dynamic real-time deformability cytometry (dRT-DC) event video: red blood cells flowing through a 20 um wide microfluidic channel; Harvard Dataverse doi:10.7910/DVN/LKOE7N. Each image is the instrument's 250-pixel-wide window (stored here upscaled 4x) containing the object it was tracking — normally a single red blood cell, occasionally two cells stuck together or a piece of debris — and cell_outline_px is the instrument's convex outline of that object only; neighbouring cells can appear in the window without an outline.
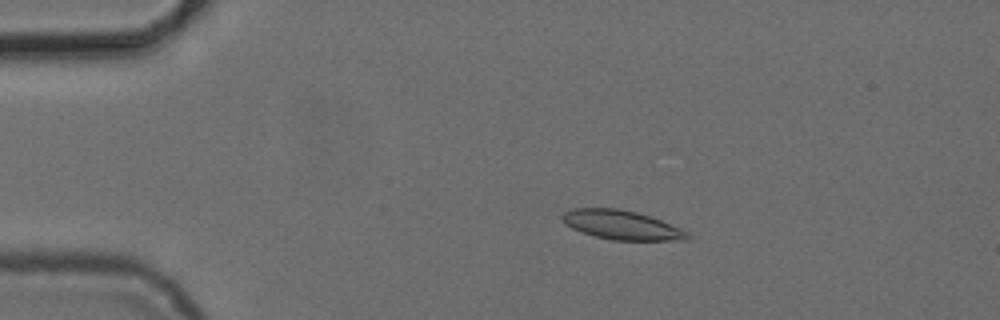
{"species": "common noctule bat (a hibernating species)", "species_latin": "Nyctalus noctula", "temperature_condition": "cold", "stored_images_in_passage": 4, "camera_frame_rate_fps": 3000, "um_per_image_px": 0.085, "animal": {"sex": "female", "body_mass_g": 24.6, "forearm_length_mm": 56.2}, "frame": {"image": 1, "passage_image": 2, "time_ms": 1.333, "image_size_px": [1000, 320], "cell_outline_px": [[688, 240], [612, 240], [580, 232], [564, 224], [560, 220], [560, 216], [564, 212], [572, 208], [616, 208], [636, 212], [660, 220], [680, 228], [688, 232]], "centroid_in_image_um": [52.77, 19.12], "position_along_channel_um": 32.2, "area_um2": 21.21}}
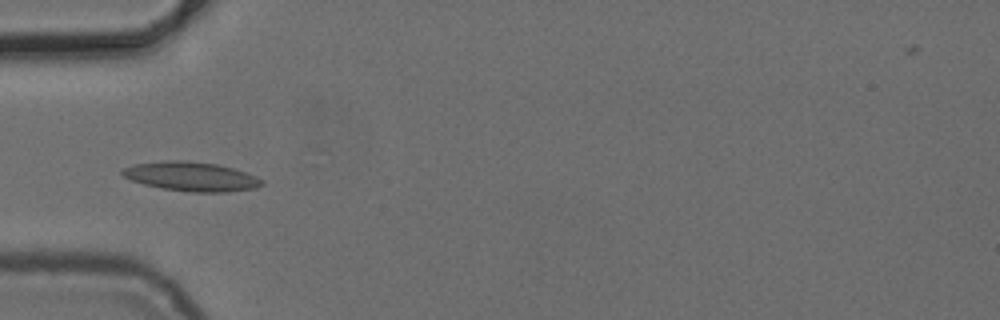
{"frame": {"image": 2, "passage_image": 4, "time_ms": 3.667, "image_size_px": [1000, 320], "cell_outline_px": [[264, 184], [256, 188], [228, 192], [192, 192], [160, 188], [144, 184], [132, 180], [124, 176], [120, 172], [120, 168], [136, 164], [168, 160], [188, 160], [216, 164], [232, 168], [256, 176], [264, 180]], "centroid_in_image_um": [16.26, 15.0], "position_along_channel_um": 68.7, "area_um2": 23.81}}